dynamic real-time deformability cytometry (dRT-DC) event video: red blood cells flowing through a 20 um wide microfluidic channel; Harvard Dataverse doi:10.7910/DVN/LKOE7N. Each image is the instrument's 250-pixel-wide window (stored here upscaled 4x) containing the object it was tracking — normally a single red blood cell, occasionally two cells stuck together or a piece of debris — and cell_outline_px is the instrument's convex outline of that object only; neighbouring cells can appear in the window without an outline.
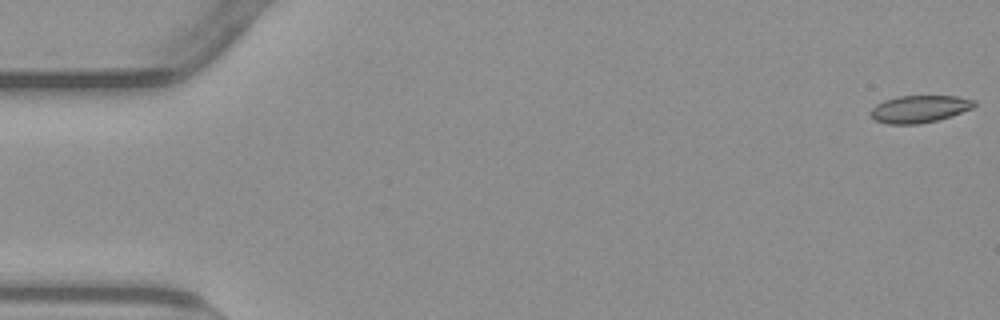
{"species": "common noctule bat (a hibernating species)", "species_latin": "Nyctalus noctula", "temperature_condition": "warm", "stored_images_in_passage": 55, "camera_frame_rate_fps": 3000, "um_per_image_px": 0.085, "animal": {"sex": "male", "body_mass_g": 23.1, "forearm_length_mm": 52.7}, "frame": {"image": 1, "passage_image": 1, "time_ms": 0.0, "image_size_px": [1000, 320], "cell_outline_px": [[976, 104], [972, 108], [952, 116], [920, 124], [888, 124], [876, 120], [868, 112], [876, 104], [884, 100], [896, 96], [960, 96], [976, 100]], "centroid_in_image_um": [78.16, 9.25], "position_along_channel_um": 6.8, "area_um2": 16.59}}
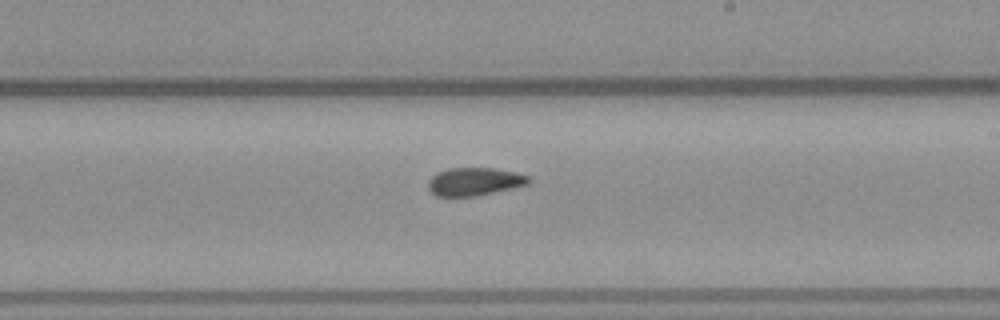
{"frame": {"image": 2, "passage_image": 32, "time_ms": 10.333, "image_size_px": [1000, 320], "cell_outline_px": [[532, 180], [528, 184], [512, 188], [476, 196], [436, 196], [428, 188], [428, 180], [436, 172], [448, 168], [496, 168], [516, 172], [528, 176]], "centroid_in_image_um": [40.32, 15.42], "position_along_channel_um": 248.7, "area_um2": 16.47}}
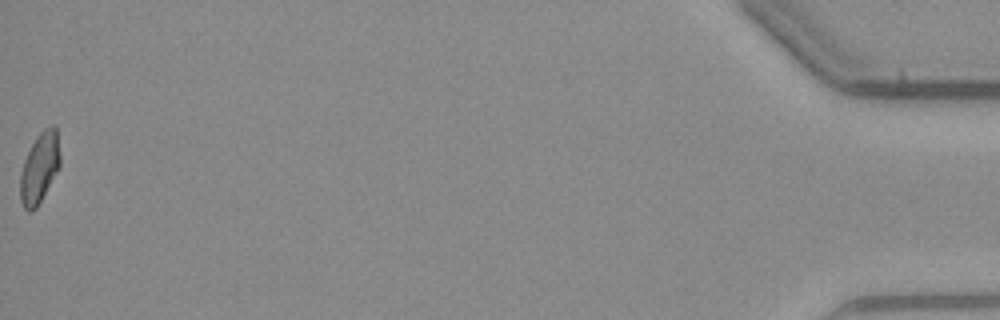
{"frame": {"image": 3, "passage_image": 55, "time_ms": 18.0, "image_size_px": [1000, 320], "cell_outline_px": [[60, 168], [36, 208], [32, 212], [28, 212], [24, 208], [20, 200], [20, 172], [24, 160], [36, 136], [44, 128], [52, 124], [56, 128], [60, 156]], "centroid_in_image_um": [3.36, 14.28], "position_along_channel_um": 431.8, "area_um2": 16.47}, "authors_computed_cell_mechanics": {"area_um2": 16.762, "velocity_mm_per_s": 3.8099, "shape_relaxation_time_tau1_ms": null, "shape_relaxation_time_tau2_ms": 9.4401, "deformation_change_tau1": null, "deformation_change_tau2": 0.1303}}